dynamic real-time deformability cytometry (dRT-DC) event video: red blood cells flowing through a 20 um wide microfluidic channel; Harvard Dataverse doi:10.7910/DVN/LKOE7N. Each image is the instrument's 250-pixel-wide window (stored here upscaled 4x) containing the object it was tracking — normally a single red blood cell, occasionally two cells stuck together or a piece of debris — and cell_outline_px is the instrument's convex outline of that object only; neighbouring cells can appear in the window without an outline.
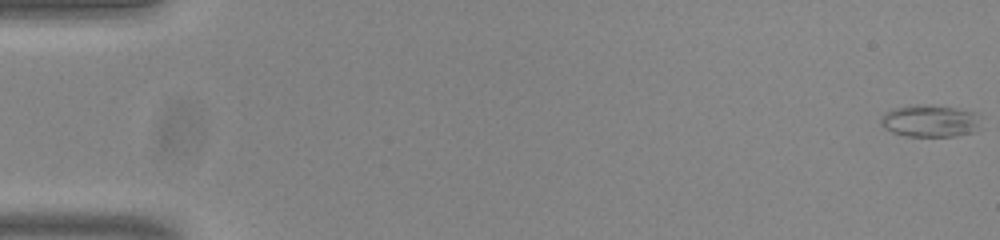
{"species": "common noctule bat (a hibernating species)", "species_latin": "Nyctalus noctula", "temperature_condition": "room temperature", "stored_images_in_passage": 54, "camera_frame_rate_fps": 3000, "um_per_image_px": 0.085, "animal": {"sex": "male", "body_mass_g": 20.0, "forearm_length_mm": 53.3}, "frame": {"image": 1, "passage_image": 1, "time_ms": 0.0, "image_size_px": [1000, 240], "cell_outline_px": [[980, 128], [972, 132], [956, 136], [908, 136], [892, 132], [884, 128], [880, 124], [880, 120], [884, 112], [892, 108], [912, 104], [924, 104], [956, 108], [976, 112]], "centroid_in_image_um": [79.01, 10.27], "position_along_channel_um": 6.0, "area_um2": 18.9}}
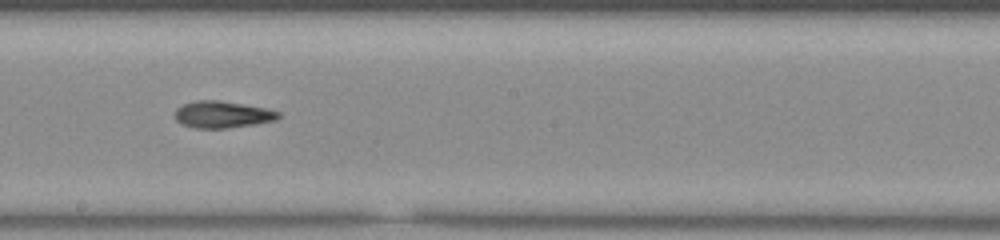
{"frame": {"image": 2, "passage_image": 31, "time_ms": 10.0, "image_size_px": [1000, 240], "cell_outline_px": [[280, 116], [276, 120], [256, 124], [228, 128], [196, 128], [180, 124], [176, 120], [176, 108], [184, 104], [196, 100], [220, 100], [264, 108], [280, 112]], "centroid_in_image_um": [18.89, 9.74], "position_along_channel_um": 229.3, "area_um2": 16.13}}
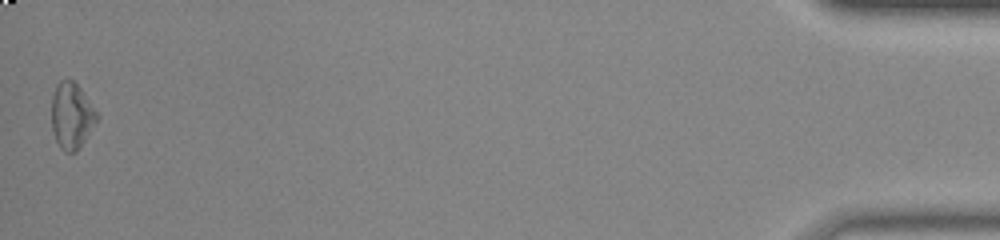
{"frame": {"image": 3, "passage_image": 54, "time_ms": 17.667, "image_size_px": [1000, 240], "cell_outline_px": [[100, 116], [76, 152], [64, 152], [60, 148], [56, 140], [52, 128], [52, 96], [56, 84], [60, 80], [68, 76], [80, 88]], "centroid_in_image_um": [6.08, 9.8], "position_along_channel_um": 429.1, "area_um2": 17.46}, "authors_computed_cell_mechanics": {"area_um2": 16.7331, "velocity_mm_per_s": 3.8318, "shape_relaxation_time_tau1_ms": 7.1467, "shape_relaxation_time_tau2_ms": 7.3245, "deformation_change_tau1": 0.1464, "deformation_change_tau2": 0.1883}}